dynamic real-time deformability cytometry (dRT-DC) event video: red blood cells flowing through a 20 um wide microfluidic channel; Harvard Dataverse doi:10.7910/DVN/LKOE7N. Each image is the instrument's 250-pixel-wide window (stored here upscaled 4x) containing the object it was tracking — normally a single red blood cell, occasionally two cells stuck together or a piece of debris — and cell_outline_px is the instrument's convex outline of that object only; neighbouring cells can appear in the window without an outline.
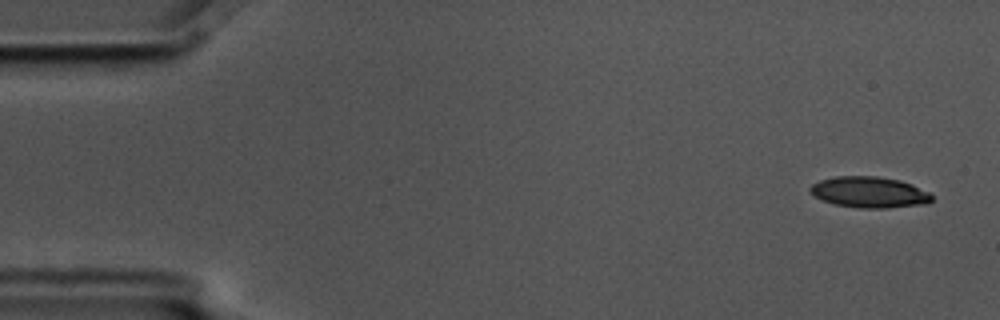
{"species": "common noctule bat (a hibernating species)", "species_latin": "Nyctalus noctula", "temperature_condition": "cold", "stored_images_in_passage": 6, "camera_frame_rate_fps": 3000, "um_per_image_px": 0.085, "animal": {"sex": "male", "body_mass_g": 17.5, "forearm_length_mm": 52.3}, "frame": {"image": 1, "passage_image": 1, "time_ms": 0.0, "image_size_px": [1000, 320], "cell_outline_px": [[932, 200], [928, 204], [888, 208], [860, 208], [836, 204], [824, 200], [808, 192], [808, 188], [812, 184], [820, 180], [836, 176], [880, 176], [900, 180], [912, 184], [932, 192]], "centroid_in_image_um": [73.95, 16.33], "position_along_channel_um": 11.1, "area_um2": 22.25}}
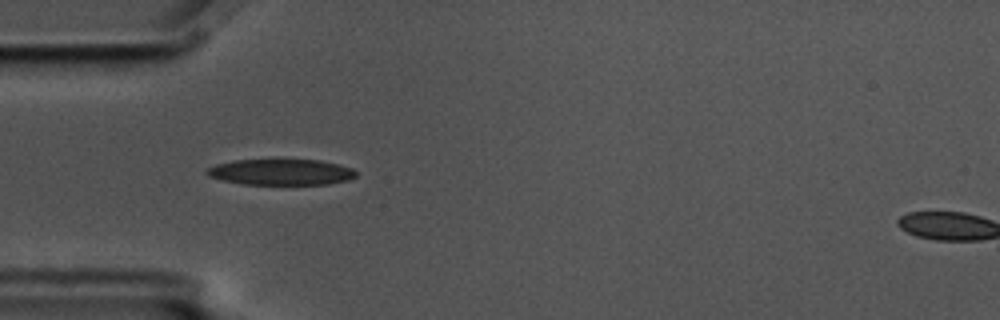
{"frame": {"image": 2, "passage_image": 5, "time_ms": 1.333, "image_size_px": [1000, 320], "cell_outline_px": [[356, 176], [348, 180], [328, 184], [244, 184], [224, 180], [208, 176], [204, 172], [208, 168], [216, 164], [236, 160], [276, 156], [320, 160], [352, 168], [356, 172]], "centroid_in_image_um": [23.87, 14.57], "position_along_channel_um": 61.1, "area_um2": 23.52}}